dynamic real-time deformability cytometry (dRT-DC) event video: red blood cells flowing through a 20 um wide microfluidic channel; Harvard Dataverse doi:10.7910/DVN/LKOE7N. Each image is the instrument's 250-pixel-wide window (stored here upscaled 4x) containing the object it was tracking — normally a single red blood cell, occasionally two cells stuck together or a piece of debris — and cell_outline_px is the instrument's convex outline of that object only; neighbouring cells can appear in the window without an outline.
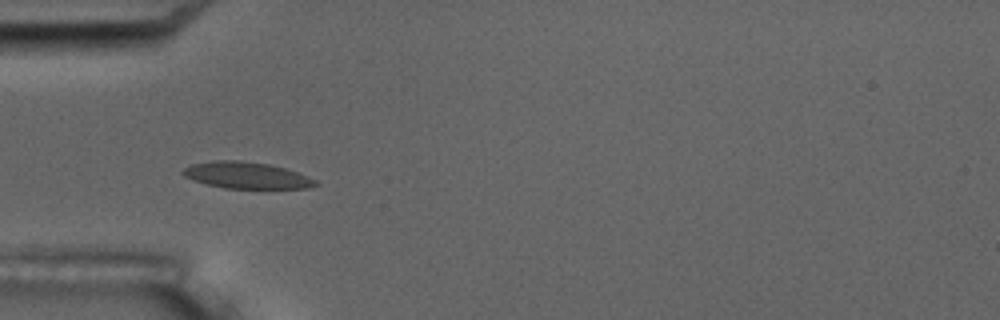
{"species": "common noctule bat (a hibernating species)", "species_latin": "Nyctalus noctula", "temperature_condition": "room temperature", "stored_images_in_passage": 8, "camera_frame_rate_fps": 3000, "um_per_image_px": 0.085, "animal": {"sex": "male", "body_mass_g": 17.5, "forearm_length_mm": 52.3}, "frame": {"image": 1, "passage_image": 6, "time_ms": 5.667, "image_size_px": [1000, 320], "cell_outline_px": [[320, 184], [308, 188], [224, 188], [192, 180], [184, 176], [180, 172], [184, 168], [192, 164], [212, 160], [240, 160], [268, 164], [284, 168], [308, 176], [316, 180]], "centroid_in_image_um": [20.93, 14.9], "position_along_channel_um": 64.1, "area_um2": 20.46}}